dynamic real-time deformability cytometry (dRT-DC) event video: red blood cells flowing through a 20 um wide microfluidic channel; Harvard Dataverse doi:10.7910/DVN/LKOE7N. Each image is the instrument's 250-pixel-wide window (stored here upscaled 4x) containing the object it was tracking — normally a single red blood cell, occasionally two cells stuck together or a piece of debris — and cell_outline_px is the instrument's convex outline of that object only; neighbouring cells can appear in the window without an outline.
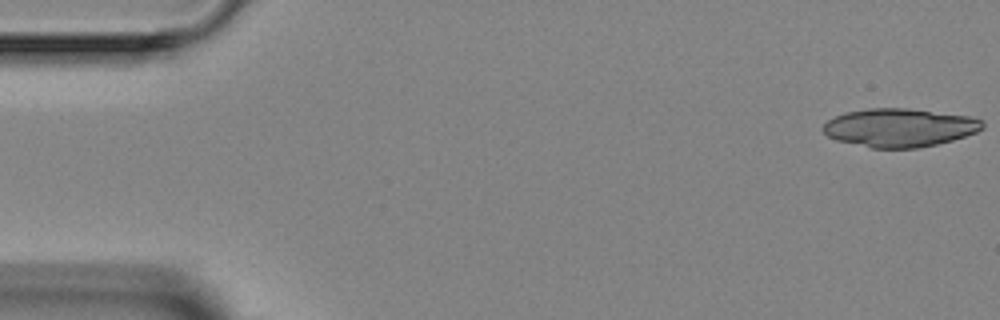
{"species": "Egyptian fruit bat (a non-hibernating species)", "species_latin": "Rousettus aegyptiacus", "temperature_condition": "room temperature", "stored_images_in_passage": 6, "camera_frame_rate_fps": 3000, "um_per_image_px": 0.085, "animal": {"sex": "female"}, "frame": {"image": 1, "passage_image": 1, "time_ms": 0.0, "image_size_px": [1000, 320], "cell_outline_px": [[984, 128], [976, 132], [952, 140], [920, 148], [872, 148], [836, 140], [828, 136], [824, 132], [824, 124], [828, 120], [844, 112], [868, 108], [908, 108], [968, 116], [984, 120]], "centroid_in_image_um": [76.47, 10.85], "position_along_channel_um": 8.5, "area_um2": 35.6}}
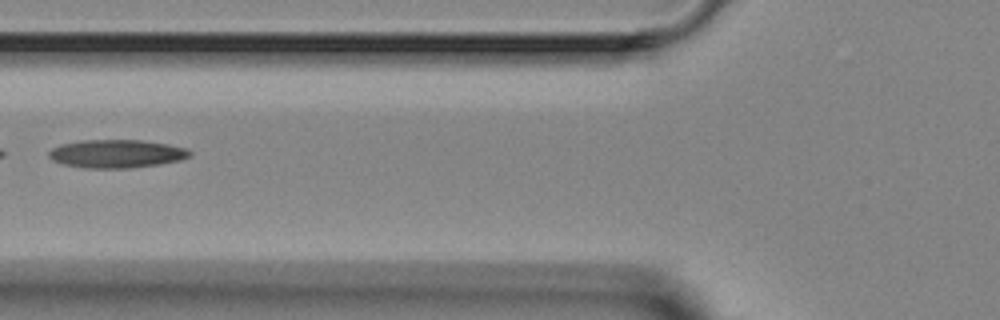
{"frame": {"image": 2, "passage_image": 6, "time_ms": 6.0, "image_size_px": [1000, 320], "cell_outline_px": [[192, 156], [180, 160], [160, 164], [128, 168], [84, 168], [64, 164], [52, 160], [48, 156], [48, 152], [52, 148], [60, 144], [80, 140], [140, 140], [168, 144], [188, 148], [192, 152]], "centroid_in_image_um": [9.92, 13.06], "position_along_channel_um": 115.9, "area_um2": 23.35}}